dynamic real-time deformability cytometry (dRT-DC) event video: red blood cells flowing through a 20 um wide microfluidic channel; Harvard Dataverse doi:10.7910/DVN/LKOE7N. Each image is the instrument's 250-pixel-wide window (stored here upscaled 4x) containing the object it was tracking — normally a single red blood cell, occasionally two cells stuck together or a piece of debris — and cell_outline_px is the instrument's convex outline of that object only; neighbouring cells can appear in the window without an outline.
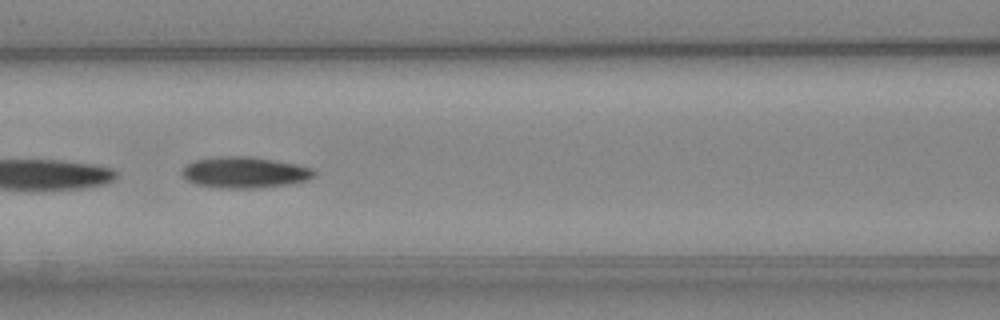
{"species": "Egyptian fruit bat (a non-hibernating species)", "species_latin": "Rousettus aegyptiacus", "temperature_condition": "cold", "stored_images_in_passage": 7, "camera_frame_rate_fps": 3000, "um_per_image_px": 0.085, "animal": {"sex": "female"}, "frame": {"image": 1, "passage_image": 7, "time_ms": 7.0, "image_size_px": [1000, 320], "cell_outline_px": [[316, 176], [308, 180], [292, 184], [260, 188], [220, 188], [196, 184], [180, 176], [180, 172], [192, 160], [216, 156], [248, 156], [296, 164], [312, 168], [316, 172]], "centroid_in_image_um": [20.79, 14.66], "position_along_channel_um": 145.8, "area_um2": 24.28}}